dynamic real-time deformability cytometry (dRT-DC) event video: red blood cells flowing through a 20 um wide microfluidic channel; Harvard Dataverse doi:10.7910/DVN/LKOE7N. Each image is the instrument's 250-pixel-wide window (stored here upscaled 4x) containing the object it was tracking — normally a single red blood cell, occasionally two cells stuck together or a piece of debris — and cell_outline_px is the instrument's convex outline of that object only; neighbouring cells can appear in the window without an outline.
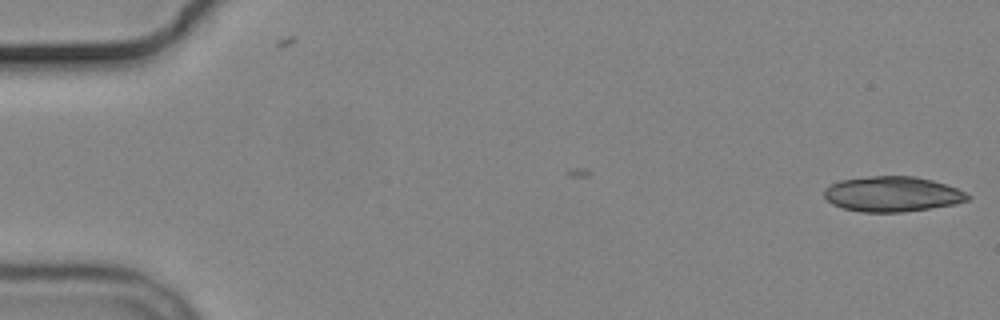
{"species": "common noctule bat (a hibernating species)", "species_latin": "Nyctalus noctula", "temperature_condition": "cold", "stored_images_in_passage": 7, "camera_frame_rate_fps": 3000, "um_per_image_px": 0.085, "animal": {"sex": "male", "body_mass_g": 19.2, "forearm_length_mm": 51.8}, "frame": {"image": 1, "passage_image": 1, "time_ms": 0.0, "image_size_px": [1000, 320], "cell_outline_px": [[972, 196], [968, 200], [956, 204], [904, 212], [860, 212], [844, 208], [832, 204], [824, 196], [824, 188], [840, 180], [872, 176], [916, 176], [932, 180], [956, 188]], "centroid_in_image_um": [75.85, 16.5], "position_along_channel_um": 9.2, "area_um2": 29.42}}